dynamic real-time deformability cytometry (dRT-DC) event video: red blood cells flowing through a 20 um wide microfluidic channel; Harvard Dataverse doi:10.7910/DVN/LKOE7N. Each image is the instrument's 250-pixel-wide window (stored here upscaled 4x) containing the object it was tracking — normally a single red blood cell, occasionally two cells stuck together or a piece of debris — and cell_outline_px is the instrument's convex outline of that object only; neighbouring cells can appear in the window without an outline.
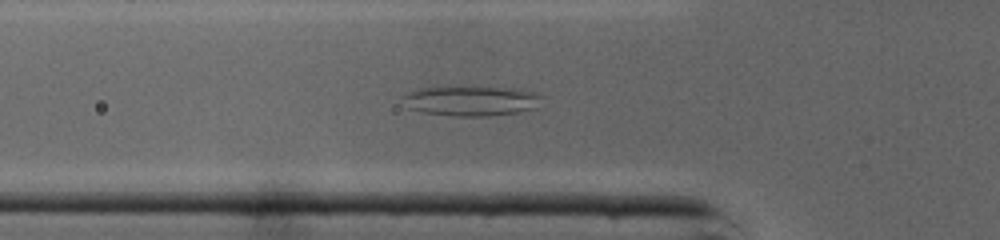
{"species": "common noctule bat (a hibernating species)", "species_latin": "Nyctalus noctula", "temperature_condition": "cold", "stored_images_in_passage": 46, "camera_frame_rate_fps": 3000, "um_per_image_px": 0.085, "animal": {"sex": "male", "body_mass_g": 19.0, "forearm_length_mm": 50.8}, "frame": {"image": 1, "passage_image": 14, "time_ms": 4.333, "image_size_px": [1000, 240], "cell_outline_px": [[540, 96], [536, 108], [516, 112], [488, 116], [452, 116], [424, 112], [408, 108], [404, 96], [420, 88], [496, 88], [528, 92]], "centroid_in_image_um": [40.0, 8.61], "position_along_channel_um": 85.8, "area_um2": 22.89}}
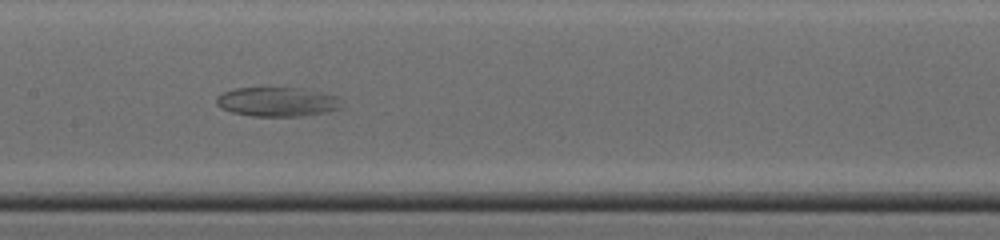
{"frame": {"image": 2, "passage_image": 21, "time_ms": 6.667, "image_size_px": [1000, 240], "cell_outline_px": [[340, 108], [324, 112], [304, 116], [252, 116], [232, 112], [216, 104], [216, 96], [224, 92], [236, 88], [264, 84], [296, 88], [336, 96]], "centroid_in_image_um": [23.45, 8.61], "position_along_channel_um": 183.9, "area_um2": 21.68}}
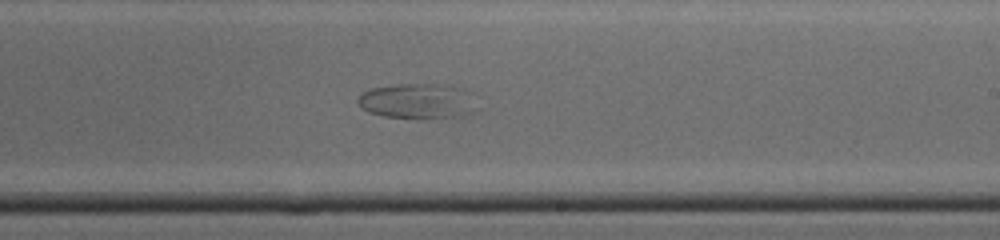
{"frame": {"image": 3, "passage_image": 26, "time_ms": 8.333, "image_size_px": [1000, 240], "cell_outline_px": [[460, 112], [456, 116], [424, 120], [420, 120], [384, 116], [368, 112], [356, 100], [364, 92], [372, 88], [396, 84], [448, 84], [460, 88]], "centroid_in_image_um": [35.09, 8.59], "position_along_channel_um": 253.9, "area_um2": 22.43}}